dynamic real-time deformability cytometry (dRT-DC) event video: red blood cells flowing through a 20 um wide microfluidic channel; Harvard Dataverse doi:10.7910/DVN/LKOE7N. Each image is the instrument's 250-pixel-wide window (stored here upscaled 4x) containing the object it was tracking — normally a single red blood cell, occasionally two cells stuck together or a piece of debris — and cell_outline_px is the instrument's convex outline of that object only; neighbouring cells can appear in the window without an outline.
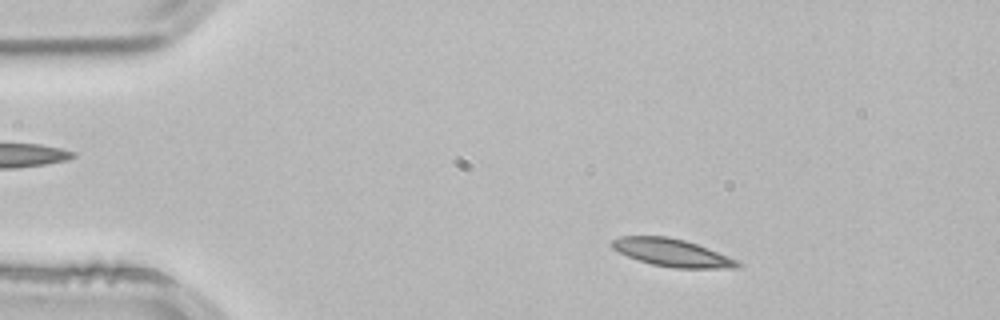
{"species": "common noctule bat (a hibernating species)", "species_latin": "Nyctalus noctula", "temperature_condition": "room temperature", "stored_images_in_passage": 3, "camera_frame_rate_fps": 3000, "um_per_image_px": 0.085, "animal": {"sex": "male", "body_mass_g": 21.5, "forearm_length_mm": 52.0}, "frame": {"image": 1, "passage_image": 1, "time_ms": 0.0, "image_size_px": [1000, 320], "cell_outline_px": [[744, 264], [740, 268], [672, 268], [652, 264], [628, 256], [612, 248], [612, 240], [620, 236], [668, 236], [684, 240], [708, 248], [736, 260]], "centroid_in_image_um": [57.15, 21.48], "position_along_channel_um": 27.9, "area_um2": 20.06}}